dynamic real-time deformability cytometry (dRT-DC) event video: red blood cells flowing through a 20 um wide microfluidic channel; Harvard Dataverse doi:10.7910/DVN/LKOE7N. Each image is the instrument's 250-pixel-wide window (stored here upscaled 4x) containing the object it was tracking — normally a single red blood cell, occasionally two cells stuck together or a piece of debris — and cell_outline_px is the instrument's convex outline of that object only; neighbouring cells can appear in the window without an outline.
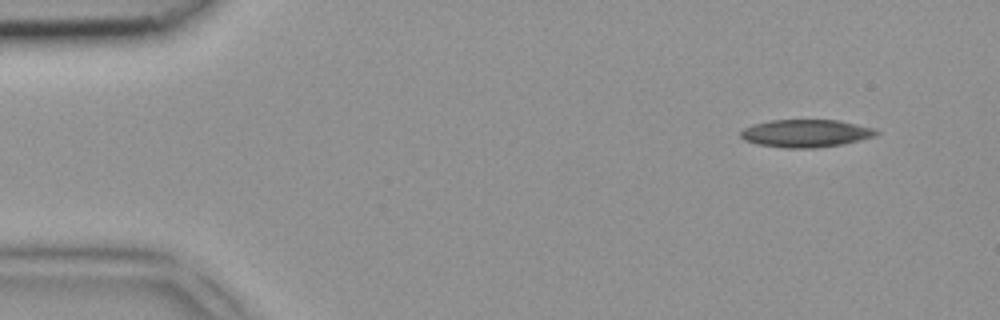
{"species": "common noctule bat (a hibernating species)", "species_latin": "Nyctalus noctula", "temperature_condition": "room temperature", "stored_images_in_passage": 3, "camera_frame_rate_fps": 3000, "um_per_image_px": 0.085, "animal": {"sex": "female", "body_mass_g": 18.4}, "frame": {"image": 1, "passage_image": 1, "time_ms": 0.0, "image_size_px": [1000, 320], "cell_outline_px": [[880, 132], [876, 136], [844, 144], [816, 148], [784, 148], [756, 144], [744, 140], [740, 136], [740, 132], [744, 128], [752, 124], [768, 120], [840, 120], [876, 128]], "centroid_in_image_um": [68.51, 11.33], "position_along_channel_um": 16.5, "area_um2": 22.25}}